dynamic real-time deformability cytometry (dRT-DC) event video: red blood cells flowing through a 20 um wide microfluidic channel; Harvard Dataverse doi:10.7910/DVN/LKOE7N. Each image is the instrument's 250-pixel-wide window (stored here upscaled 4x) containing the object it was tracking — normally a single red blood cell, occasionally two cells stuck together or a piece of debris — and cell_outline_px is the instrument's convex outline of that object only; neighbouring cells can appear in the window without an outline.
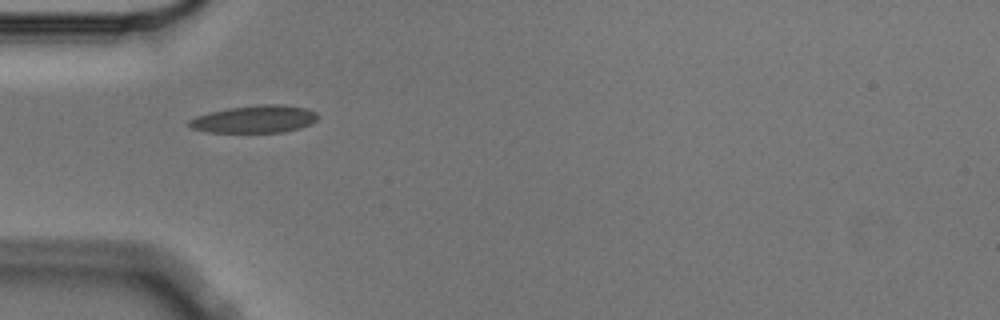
{"species": "Egyptian fruit bat (a non-hibernating species)", "species_latin": "Rousettus aegyptiacus", "temperature_condition": "cold", "stored_images_in_passage": 2, "camera_frame_rate_fps": 3000, "um_per_image_px": 0.085, "animal": {"sex": "male"}, "frame": {"image": 1, "passage_image": 1, "time_ms": 0.0, "image_size_px": [1000, 320], "cell_outline_px": [[320, 116], [316, 120], [300, 128], [284, 132], [204, 132], [192, 128], [188, 124], [188, 120], [196, 116], [208, 112], [228, 108], [260, 104], [280, 104], [308, 108], [316, 112]], "centroid_in_image_um": [21.64, 10.12], "position_along_channel_um": 63.4, "area_um2": 20.75}}
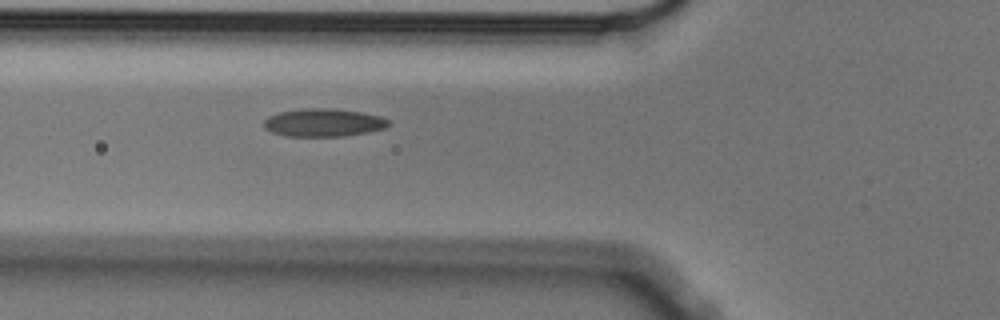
{"frame": {"image": 2, "passage_image": 2, "time_ms": 0.333, "image_size_px": [1000, 320], "cell_outline_px": [[388, 124], [384, 128], [368, 132], [344, 136], [284, 136], [272, 132], [264, 128], [264, 120], [268, 116], [280, 112], [300, 108], [332, 108], [360, 112], [380, 116], [388, 120]], "centroid_in_image_um": [27.45, 10.42], "position_along_channel_um": 98.4, "area_um2": 20.29}}